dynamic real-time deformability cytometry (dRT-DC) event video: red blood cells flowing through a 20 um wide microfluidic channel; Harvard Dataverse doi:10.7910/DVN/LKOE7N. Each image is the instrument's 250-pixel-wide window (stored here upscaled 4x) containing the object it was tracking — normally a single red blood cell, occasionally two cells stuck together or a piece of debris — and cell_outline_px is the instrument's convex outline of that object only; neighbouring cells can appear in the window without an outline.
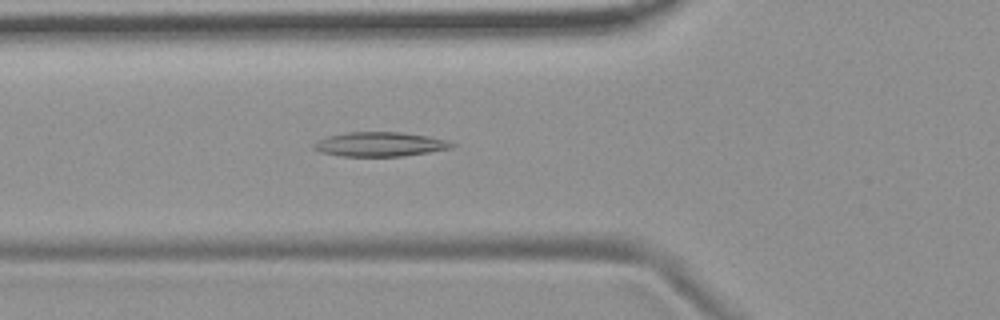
{"species": "common noctule bat (a hibernating species)", "species_latin": "Nyctalus noctula", "temperature_condition": "room temperature", "stored_images_in_passage": 54, "camera_frame_rate_fps": 3000, "um_per_image_px": 0.085, "animal": {"sex": "female", "body_mass_g": 19.9}, "frame": {"image": 1, "passage_image": 19, "time_ms": 6.0, "image_size_px": [1000, 320], "cell_outline_px": [[456, 144], [452, 148], [428, 152], [400, 156], [340, 156], [320, 152], [312, 148], [312, 144], [328, 136], [348, 132], [400, 132], [428, 136], [448, 140]], "centroid_in_image_um": [32.29, 12.26], "position_along_channel_um": 93.5, "area_um2": 19.54}}
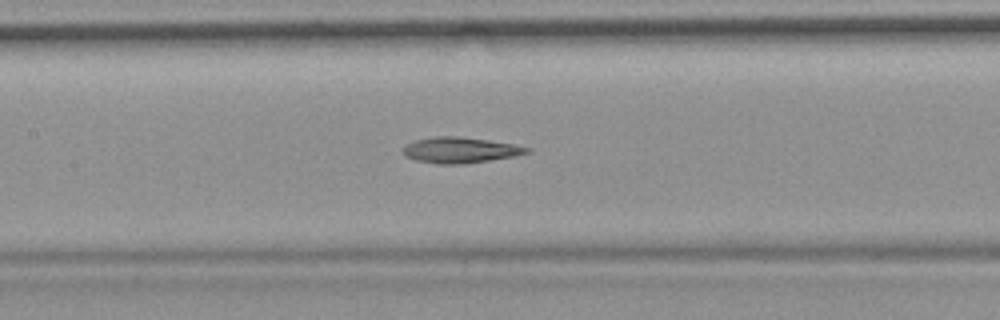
{"frame": {"image": 2, "passage_image": 25, "time_ms": 8.0, "image_size_px": [1000, 320], "cell_outline_px": [[532, 148], [528, 152], [516, 156], [460, 164], [440, 164], [416, 160], [404, 156], [404, 148], [408, 144], [416, 140], [436, 136], [460, 136], [488, 140], [512, 144]], "centroid_in_image_um": [39.12, 12.75], "position_along_channel_um": 168.3, "area_um2": 18.32}}
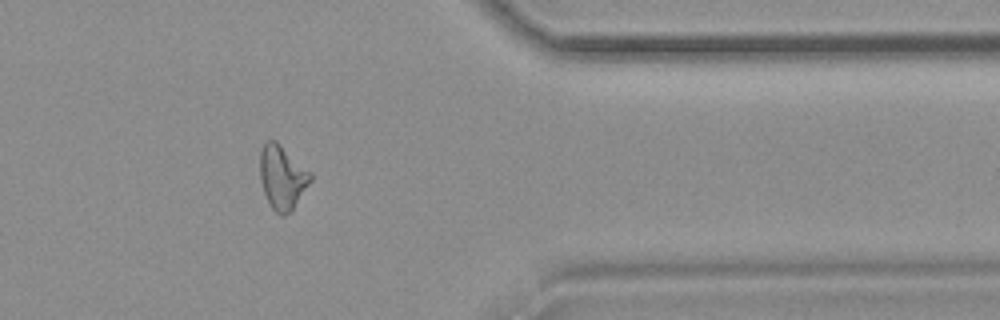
{"frame": {"image": 3, "passage_image": 44, "time_ms": 14.333, "image_size_px": [1000, 320], "cell_outline_px": [[312, 180], [292, 212], [284, 216], [280, 216], [272, 208], [264, 192], [260, 180], [260, 152], [264, 140], [276, 140], [312, 172]], "centroid_in_image_um": [24.01, 15.07], "position_along_channel_um": 387.4, "area_um2": 19.19}}